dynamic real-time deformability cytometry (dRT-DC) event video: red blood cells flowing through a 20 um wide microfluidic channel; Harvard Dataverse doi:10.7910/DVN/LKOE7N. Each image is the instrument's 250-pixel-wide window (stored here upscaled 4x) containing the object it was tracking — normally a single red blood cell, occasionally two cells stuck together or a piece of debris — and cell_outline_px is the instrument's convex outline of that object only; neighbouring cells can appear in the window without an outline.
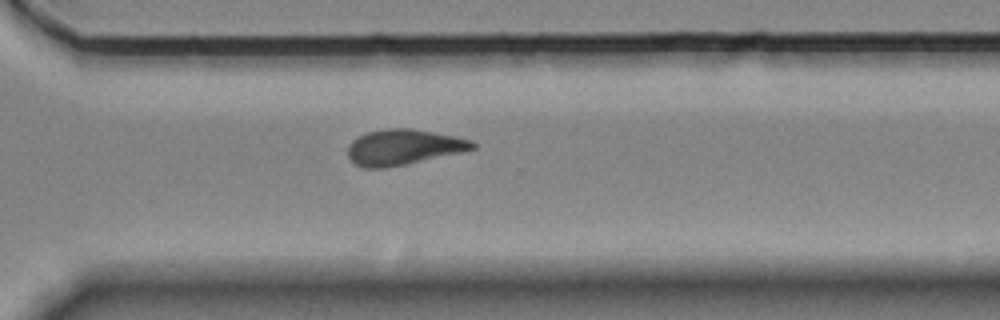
{"species": "Egyptian fruit bat (a non-hibernating species)", "species_latin": "Rousettus aegyptiacus", "temperature_condition": "room temperature", "stored_images_in_passage": 12, "camera_frame_rate_fps": 3000, "um_per_image_px": 0.085, "animal": {"sex": "female"}, "frame": {"image": 1, "passage_image": 12, "time_ms": 14.667, "image_size_px": [1000, 320], "cell_outline_px": [[476, 148], [460, 152], [388, 168], [364, 168], [356, 164], [348, 156], [348, 144], [352, 140], [368, 132], [388, 128], [412, 128], [472, 140], [476, 144]], "centroid_in_image_um": [34.27, 12.51], "position_along_channel_um": 336.3, "area_um2": 25.55}}